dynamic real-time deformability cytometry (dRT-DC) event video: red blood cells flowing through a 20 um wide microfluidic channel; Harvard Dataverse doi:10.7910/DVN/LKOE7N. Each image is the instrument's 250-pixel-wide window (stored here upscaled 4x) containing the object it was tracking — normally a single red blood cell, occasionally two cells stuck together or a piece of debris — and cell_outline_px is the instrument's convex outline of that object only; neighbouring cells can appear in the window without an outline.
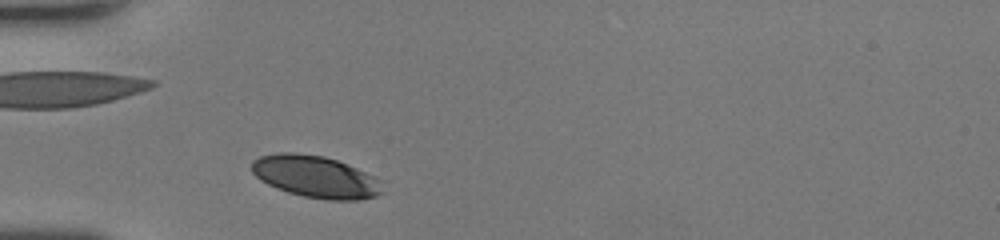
{"species": "human", "species_latin": "Homo sapiens", "temperature_condition": "room temperature", "stored_images_in_passage": 26, "camera_frame_rate_fps": 3000, "um_per_image_px": 0.085, "donor": {"sex": "female"}, "frame": {"image": 1, "passage_image": 2, "time_ms": 0.333, "image_size_px": [1000, 240], "cell_outline_px": [[384, 192], [376, 196], [360, 200], [328, 200], [304, 196], [288, 192], [276, 188], [260, 180], [252, 172], [252, 160], [260, 156], [276, 152], [296, 152], [324, 156], [336, 160], [356, 168], [380, 180]], "centroid_in_image_um": [26.81, 15.02], "position_along_channel_um": 58.2, "area_um2": 32.02}}
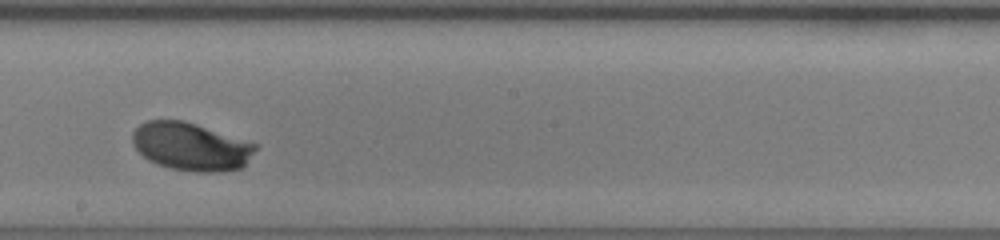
{"frame": {"image": 2, "passage_image": 15, "time_ms": 4.667, "image_size_px": [1000, 240], "cell_outline_px": [[260, 144], [244, 164], [240, 168], [220, 172], [192, 172], [172, 168], [156, 164], [148, 160], [132, 144], [132, 132], [140, 124], [148, 120], [184, 120]], "centroid_in_image_um": [16.23, 12.45], "position_along_channel_um": 232.0, "area_um2": 34.51}}
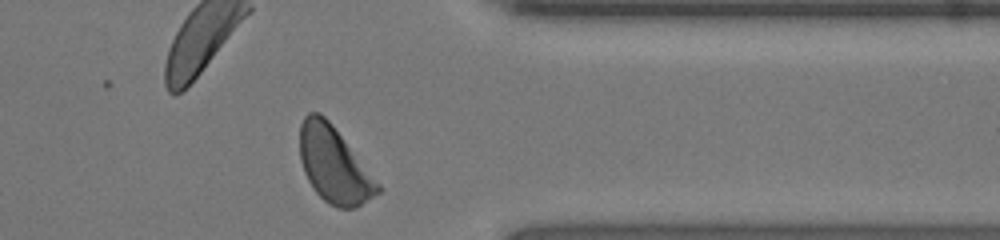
{"frame": {"image": 3, "passage_image": 26, "time_ms": 8.333, "image_size_px": [1000, 240], "cell_outline_px": [[380, 192], [356, 208], [336, 208], [328, 204], [312, 188], [304, 172], [300, 160], [300, 124], [304, 116], [308, 112], [320, 112], [332, 124], [380, 184]], "centroid_in_image_um": [28.37, 14.02], "position_along_channel_um": 383.0, "area_um2": 34.39}, "authors_computed_cell_mechanics": {"area_um2": 33.524, "velocity_mm_per_s": 4.2706, "shape_relaxation_time_tau1_ms": 2.2169, "shape_relaxation_time_tau2_ms": null, "deformation_change_tau1": 0.1234, "deformation_change_tau2": null}}